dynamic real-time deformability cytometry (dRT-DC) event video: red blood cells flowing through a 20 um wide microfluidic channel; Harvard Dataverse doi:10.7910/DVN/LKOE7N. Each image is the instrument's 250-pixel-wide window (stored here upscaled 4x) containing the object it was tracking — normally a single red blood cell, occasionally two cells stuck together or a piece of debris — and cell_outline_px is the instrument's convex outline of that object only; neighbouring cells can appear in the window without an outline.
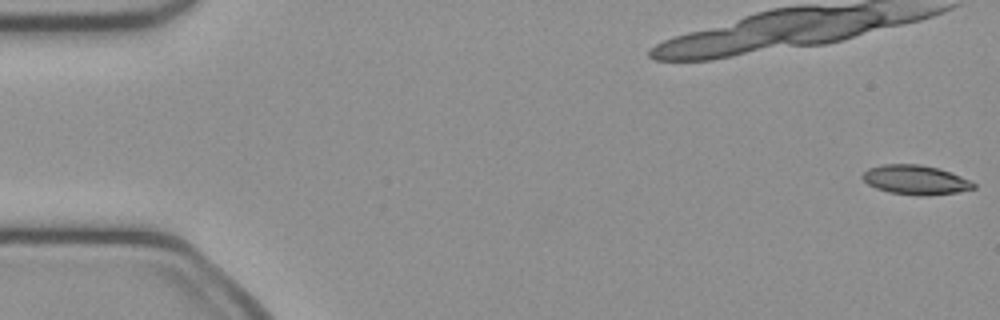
{"species": "common noctule bat (a hibernating species)", "species_latin": "Nyctalus noctula", "temperature_condition": "cold", "stored_images_in_passage": 36, "camera_frame_rate_fps": 3000, "um_per_image_px": 0.085, "animal": {"sex": "female", "body_mass_g": 21.9}, "frame": {"image": 1, "passage_image": 1, "time_ms": 0.0, "image_size_px": [1000, 320], "cell_outline_px": [[976, 188], [956, 192], [924, 196], [916, 196], [888, 192], [876, 188], [868, 184], [860, 176], [868, 168], [884, 164], [920, 164], [936, 168], [960, 176], [976, 184]], "centroid_in_image_um": [77.78, 15.29], "position_along_channel_um": 7.2, "area_um2": 18.9}}